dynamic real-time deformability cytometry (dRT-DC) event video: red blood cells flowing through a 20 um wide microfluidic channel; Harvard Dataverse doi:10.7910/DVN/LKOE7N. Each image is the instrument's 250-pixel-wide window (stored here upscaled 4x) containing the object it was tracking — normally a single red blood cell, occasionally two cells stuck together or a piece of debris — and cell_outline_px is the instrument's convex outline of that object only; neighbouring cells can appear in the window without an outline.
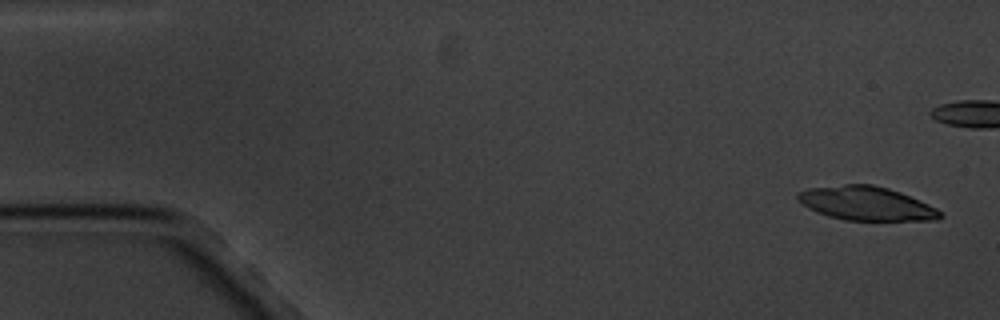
{"species": "common noctule bat (a hibernating species)", "species_latin": "Nyctalus noctula", "temperature_condition": "cold", "stored_images_in_passage": 6, "camera_frame_rate_fps": 3000, "um_per_image_px": 0.085, "animal": {"sex": "male", "body_mass_g": 20.1, "forearm_length_mm": 53.5}, "frame": {"image": 1, "passage_image": 1, "time_ms": 0.0, "image_size_px": [1000, 320], "cell_outline_px": [[944, 216], [936, 220], [844, 220], [828, 216], [816, 212], [808, 208], [796, 196], [796, 192], [808, 188], [844, 184], [872, 184], [888, 188], [900, 192], [920, 200], [936, 208]], "centroid_in_image_um": [73.62, 17.29], "position_along_channel_um": 11.4, "area_um2": 28.03}}
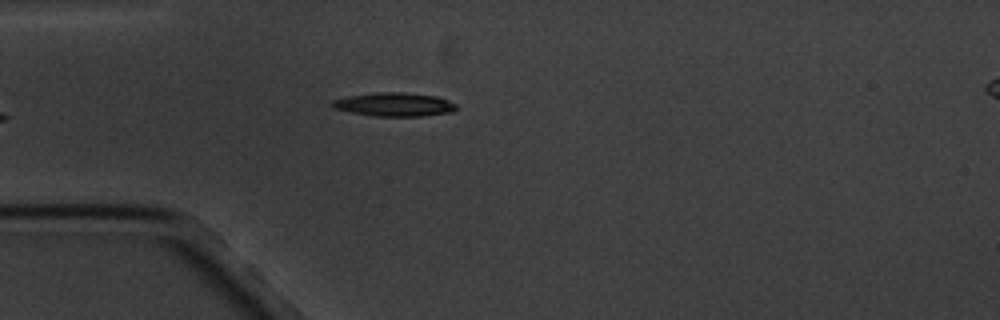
{"frame": {"image": 2, "passage_image": 6, "time_ms": 6.0, "image_size_px": [1000, 320], "cell_outline_px": [[456, 108], [452, 112], [420, 116], [372, 116], [332, 108], [332, 100], [348, 96], [376, 92], [404, 92], [436, 96], [448, 100], [456, 104]], "centroid_in_image_um": [33.51, 8.87], "position_along_channel_um": 51.5, "area_um2": 17.05}}